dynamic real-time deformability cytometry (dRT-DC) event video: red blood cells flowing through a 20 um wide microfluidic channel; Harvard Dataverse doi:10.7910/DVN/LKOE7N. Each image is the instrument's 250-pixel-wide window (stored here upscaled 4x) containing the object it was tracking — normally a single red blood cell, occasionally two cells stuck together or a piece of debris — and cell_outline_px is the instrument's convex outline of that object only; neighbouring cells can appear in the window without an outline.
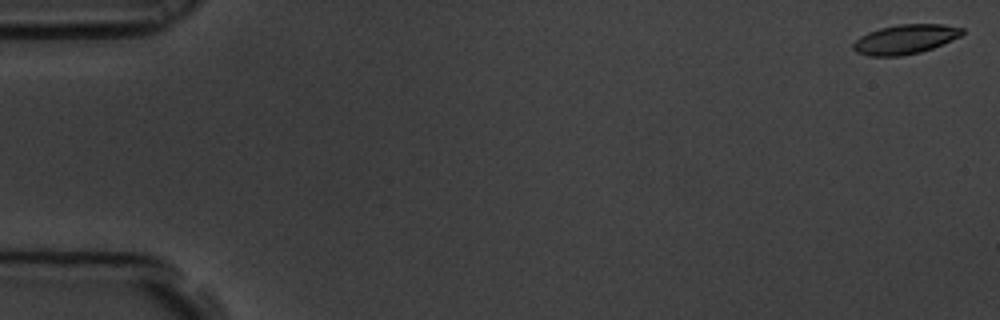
{"species": "common noctule bat (a hibernating species)", "species_latin": "Nyctalus noctula", "temperature_condition": "room temperature", "stored_images_in_passage": 60, "camera_frame_rate_fps": 3000, "um_per_image_px": 0.085, "animal": {"sex": "male", "body_mass_g": 19.5, "forearm_length_mm": 54.6}, "frame": {"image": 1, "passage_image": 2, "time_ms": 0.333, "image_size_px": [1000, 320], "cell_outline_px": [[964, 32], [960, 36], [952, 40], [932, 48], [920, 52], [900, 56], [868, 56], [856, 52], [852, 48], [852, 44], [860, 36], [868, 32], [880, 28], [900, 24], [944, 24], [964, 28]], "centroid_in_image_um": [76.93, 3.33], "position_along_channel_um": 8.1, "area_um2": 18.73}}
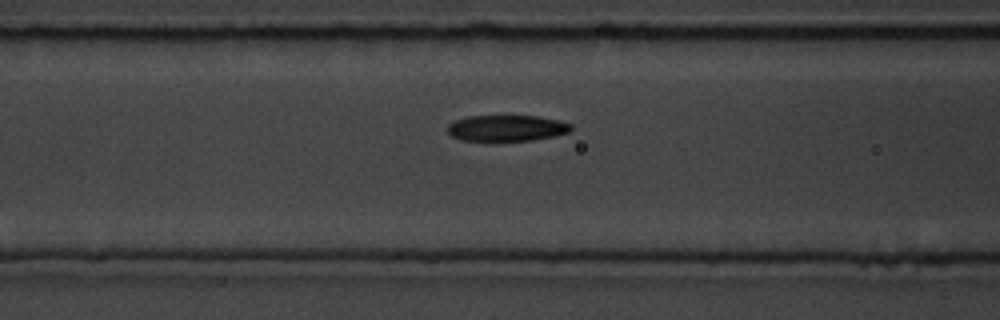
{"frame": {"image": 2, "passage_image": 25, "time_ms": 8.0, "image_size_px": [1000, 320], "cell_outline_px": [[572, 128], [568, 132], [556, 136], [532, 140], [496, 144], [460, 140], [452, 136], [448, 132], [448, 124], [456, 120], [468, 116], [536, 116], [560, 120], [572, 124]], "centroid_in_image_um": [43.04, 10.94], "position_along_channel_um": 123.6, "area_um2": 19.71}}
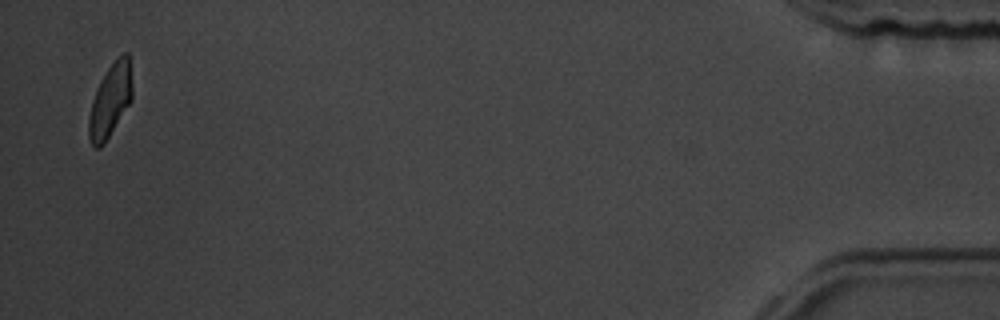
{"frame": {"image": 3, "passage_image": 59, "time_ms": 19.333, "image_size_px": [1000, 320], "cell_outline_px": [[132, 100], [104, 144], [100, 148], [96, 148], [92, 144], [88, 136], [88, 120], [92, 100], [96, 88], [100, 80], [116, 56], [124, 52], [128, 52], [132, 84]], "centroid_in_image_um": [9.37, 8.52], "position_along_channel_um": 425.8, "area_um2": 18.67}, "authors_computed_cell_mechanics": {"area_um2": 19.5942, "velocity_mm_per_s": 3.4459, "shape_relaxation_time_tau1_ms": 2.9036, "shape_relaxation_time_tau2_ms": 2.5591, "deformation_change_tau1": 0.1283, "deformation_change_tau2": 0.0863}}